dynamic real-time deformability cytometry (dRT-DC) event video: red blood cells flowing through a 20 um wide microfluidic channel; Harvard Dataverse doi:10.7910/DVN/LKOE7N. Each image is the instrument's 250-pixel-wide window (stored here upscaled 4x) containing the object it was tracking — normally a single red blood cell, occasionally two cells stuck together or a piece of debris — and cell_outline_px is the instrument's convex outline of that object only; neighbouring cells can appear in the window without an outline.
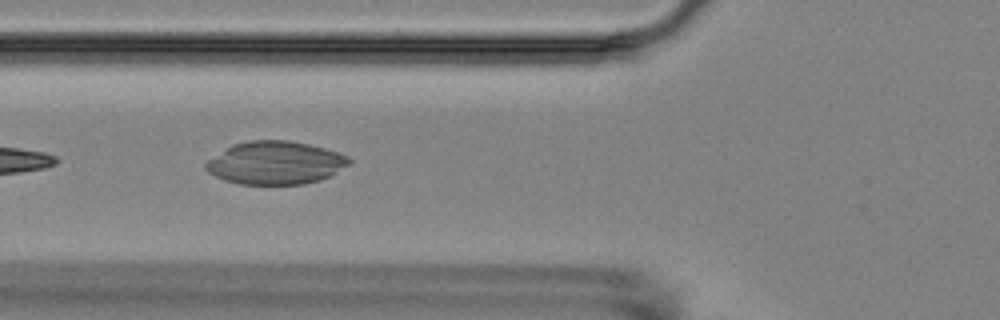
{"species": "Egyptian fruit bat (a non-hibernating species)", "species_latin": "Rousettus aegyptiacus", "temperature_condition": "room temperature", "stored_images_in_passage": 7, "camera_frame_rate_fps": 3000, "um_per_image_px": 0.085, "animal": {"sex": "female"}, "frame": {"image": 1, "passage_image": 6, "time_ms": 6.0, "image_size_px": [1000, 320], "cell_outline_px": [[352, 164], [320, 180], [304, 184], [240, 184], [224, 180], [208, 172], [204, 168], [204, 164], [208, 160], [232, 144], [248, 140], [288, 140], [308, 144], [340, 152], [348, 156], [352, 160]], "centroid_in_image_um": [23.43, 13.83], "position_along_channel_um": 102.4, "area_um2": 36.07}}
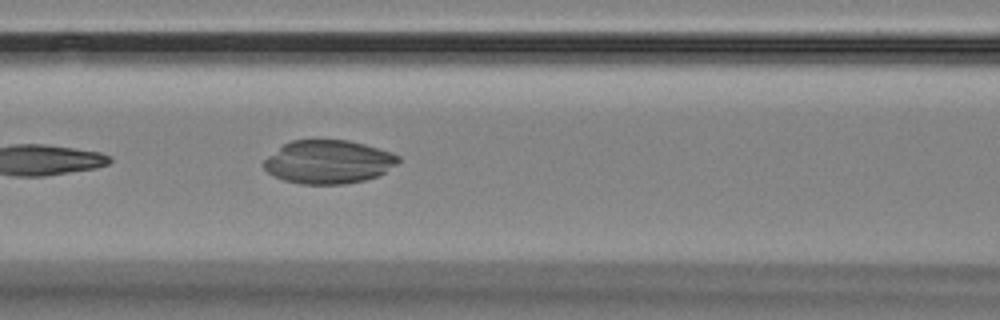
{"frame": {"image": 2, "passage_image": 7, "time_ms": 7.0, "image_size_px": [1000, 320], "cell_outline_px": [[400, 160], [396, 164], [384, 172], [376, 176], [364, 180], [344, 184], [300, 184], [284, 180], [268, 172], [264, 168], [264, 160], [268, 156], [284, 144], [292, 140], [348, 140], [364, 144], [392, 152], [400, 156]], "centroid_in_image_um": [27.92, 13.76], "position_along_channel_um": 138.7, "area_um2": 33.81}}